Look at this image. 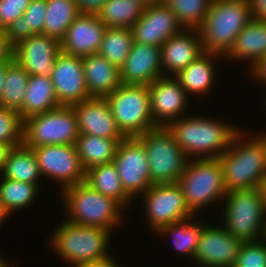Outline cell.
Wrapping results in <instances>:
<instances>
[{
    "label": "cell",
    "instance_id": "6da1fadb",
    "mask_svg": "<svg viewBox=\"0 0 266 267\" xmlns=\"http://www.w3.org/2000/svg\"><path fill=\"white\" fill-rule=\"evenodd\" d=\"M166 127L189 159L219 158L240 131L232 124L201 116H184Z\"/></svg>",
    "mask_w": 266,
    "mask_h": 267
},
{
    "label": "cell",
    "instance_id": "7a4b0ae2",
    "mask_svg": "<svg viewBox=\"0 0 266 267\" xmlns=\"http://www.w3.org/2000/svg\"><path fill=\"white\" fill-rule=\"evenodd\" d=\"M242 131L234 136L228 149L219 157L227 192L261 187L266 178L263 143L258 137L242 140L246 137Z\"/></svg>",
    "mask_w": 266,
    "mask_h": 267
},
{
    "label": "cell",
    "instance_id": "3957f363",
    "mask_svg": "<svg viewBox=\"0 0 266 267\" xmlns=\"http://www.w3.org/2000/svg\"><path fill=\"white\" fill-rule=\"evenodd\" d=\"M251 19L249 0L211 1L202 25L198 28L204 52L225 57Z\"/></svg>",
    "mask_w": 266,
    "mask_h": 267
},
{
    "label": "cell",
    "instance_id": "277c9868",
    "mask_svg": "<svg viewBox=\"0 0 266 267\" xmlns=\"http://www.w3.org/2000/svg\"><path fill=\"white\" fill-rule=\"evenodd\" d=\"M61 193L68 212L67 221L78 225L102 227L109 231L121 224L118 222H121L123 206L111 197L97 192L86 182L67 187Z\"/></svg>",
    "mask_w": 266,
    "mask_h": 267
},
{
    "label": "cell",
    "instance_id": "5b68a950",
    "mask_svg": "<svg viewBox=\"0 0 266 267\" xmlns=\"http://www.w3.org/2000/svg\"><path fill=\"white\" fill-rule=\"evenodd\" d=\"M224 228L241 242L264 238L266 207L261 187L226 192Z\"/></svg>",
    "mask_w": 266,
    "mask_h": 267
},
{
    "label": "cell",
    "instance_id": "8992f818",
    "mask_svg": "<svg viewBox=\"0 0 266 267\" xmlns=\"http://www.w3.org/2000/svg\"><path fill=\"white\" fill-rule=\"evenodd\" d=\"M57 228L50 245L62 260L72 266L111 255L107 248L113 231L74 224L67 219Z\"/></svg>",
    "mask_w": 266,
    "mask_h": 267
},
{
    "label": "cell",
    "instance_id": "52a82bcc",
    "mask_svg": "<svg viewBox=\"0 0 266 267\" xmlns=\"http://www.w3.org/2000/svg\"><path fill=\"white\" fill-rule=\"evenodd\" d=\"M105 99L125 138L138 137L158 127L151 116L148 85L121 84Z\"/></svg>",
    "mask_w": 266,
    "mask_h": 267
},
{
    "label": "cell",
    "instance_id": "ba28073f",
    "mask_svg": "<svg viewBox=\"0 0 266 267\" xmlns=\"http://www.w3.org/2000/svg\"><path fill=\"white\" fill-rule=\"evenodd\" d=\"M136 138L147 152L151 183H177L190 159L168 128L158 126Z\"/></svg>",
    "mask_w": 266,
    "mask_h": 267
},
{
    "label": "cell",
    "instance_id": "9c48e42d",
    "mask_svg": "<svg viewBox=\"0 0 266 267\" xmlns=\"http://www.w3.org/2000/svg\"><path fill=\"white\" fill-rule=\"evenodd\" d=\"M177 183L194 214L212 202L221 201L227 192L219 158L190 159Z\"/></svg>",
    "mask_w": 266,
    "mask_h": 267
},
{
    "label": "cell",
    "instance_id": "30bf717a",
    "mask_svg": "<svg viewBox=\"0 0 266 267\" xmlns=\"http://www.w3.org/2000/svg\"><path fill=\"white\" fill-rule=\"evenodd\" d=\"M78 137L77 117L72 106H59L24 120L23 144L29 148L71 145Z\"/></svg>",
    "mask_w": 266,
    "mask_h": 267
},
{
    "label": "cell",
    "instance_id": "8fae6325",
    "mask_svg": "<svg viewBox=\"0 0 266 267\" xmlns=\"http://www.w3.org/2000/svg\"><path fill=\"white\" fill-rule=\"evenodd\" d=\"M143 196L147 221L155 232L196 215L189 209L178 183L152 184Z\"/></svg>",
    "mask_w": 266,
    "mask_h": 267
},
{
    "label": "cell",
    "instance_id": "7c38bea8",
    "mask_svg": "<svg viewBox=\"0 0 266 267\" xmlns=\"http://www.w3.org/2000/svg\"><path fill=\"white\" fill-rule=\"evenodd\" d=\"M113 163L116 165L124 191L134 199L152 185L147 152L136 138L120 141Z\"/></svg>",
    "mask_w": 266,
    "mask_h": 267
},
{
    "label": "cell",
    "instance_id": "4fadbf2b",
    "mask_svg": "<svg viewBox=\"0 0 266 267\" xmlns=\"http://www.w3.org/2000/svg\"><path fill=\"white\" fill-rule=\"evenodd\" d=\"M42 176H48L58 181L62 187H67L85 181V173L75 144L45 145L33 147Z\"/></svg>",
    "mask_w": 266,
    "mask_h": 267
},
{
    "label": "cell",
    "instance_id": "5bb4252c",
    "mask_svg": "<svg viewBox=\"0 0 266 267\" xmlns=\"http://www.w3.org/2000/svg\"><path fill=\"white\" fill-rule=\"evenodd\" d=\"M130 30L134 42L161 47L184 28L173 11L160 0L145 6L141 18Z\"/></svg>",
    "mask_w": 266,
    "mask_h": 267
},
{
    "label": "cell",
    "instance_id": "9a60e30c",
    "mask_svg": "<svg viewBox=\"0 0 266 267\" xmlns=\"http://www.w3.org/2000/svg\"><path fill=\"white\" fill-rule=\"evenodd\" d=\"M50 78L60 106H73L90 98L82 57L61 51L54 61Z\"/></svg>",
    "mask_w": 266,
    "mask_h": 267
},
{
    "label": "cell",
    "instance_id": "2e32d148",
    "mask_svg": "<svg viewBox=\"0 0 266 267\" xmlns=\"http://www.w3.org/2000/svg\"><path fill=\"white\" fill-rule=\"evenodd\" d=\"M241 243L224 227L206 224L199 236L193 263L201 267H233Z\"/></svg>",
    "mask_w": 266,
    "mask_h": 267
},
{
    "label": "cell",
    "instance_id": "e0dca14e",
    "mask_svg": "<svg viewBox=\"0 0 266 267\" xmlns=\"http://www.w3.org/2000/svg\"><path fill=\"white\" fill-rule=\"evenodd\" d=\"M60 52L58 39L45 34H34L13 46L12 58L29 75L50 76Z\"/></svg>",
    "mask_w": 266,
    "mask_h": 267
},
{
    "label": "cell",
    "instance_id": "ac0fdd59",
    "mask_svg": "<svg viewBox=\"0 0 266 267\" xmlns=\"http://www.w3.org/2000/svg\"><path fill=\"white\" fill-rule=\"evenodd\" d=\"M148 87L151 116L157 126L166 127L181 117L188 104V94L174 76L158 77Z\"/></svg>",
    "mask_w": 266,
    "mask_h": 267
},
{
    "label": "cell",
    "instance_id": "d6986e66",
    "mask_svg": "<svg viewBox=\"0 0 266 267\" xmlns=\"http://www.w3.org/2000/svg\"><path fill=\"white\" fill-rule=\"evenodd\" d=\"M106 29L97 14H80L60 41L61 51L77 57L97 54Z\"/></svg>",
    "mask_w": 266,
    "mask_h": 267
},
{
    "label": "cell",
    "instance_id": "ffe728a7",
    "mask_svg": "<svg viewBox=\"0 0 266 267\" xmlns=\"http://www.w3.org/2000/svg\"><path fill=\"white\" fill-rule=\"evenodd\" d=\"M77 117L79 134L108 139H124L118 130L109 103L105 98H89L72 106Z\"/></svg>",
    "mask_w": 266,
    "mask_h": 267
},
{
    "label": "cell",
    "instance_id": "44dd1931",
    "mask_svg": "<svg viewBox=\"0 0 266 267\" xmlns=\"http://www.w3.org/2000/svg\"><path fill=\"white\" fill-rule=\"evenodd\" d=\"M161 76V48L134 42L124 65L120 68L121 83L149 85Z\"/></svg>",
    "mask_w": 266,
    "mask_h": 267
},
{
    "label": "cell",
    "instance_id": "7402d4cb",
    "mask_svg": "<svg viewBox=\"0 0 266 267\" xmlns=\"http://www.w3.org/2000/svg\"><path fill=\"white\" fill-rule=\"evenodd\" d=\"M183 31L170 37L160 47L163 76H167V72L175 76L204 53L198 29Z\"/></svg>",
    "mask_w": 266,
    "mask_h": 267
},
{
    "label": "cell",
    "instance_id": "603a6c76",
    "mask_svg": "<svg viewBox=\"0 0 266 267\" xmlns=\"http://www.w3.org/2000/svg\"><path fill=\"white\" fill-rule=\"evenodd\" d=\"M82 63L90 98H106L122 84L120 69L98 53L82 57Z\"/></svg>",
    "mask_w": 266,
    "mask_h": 267
},
{
    "label": "cell",
    "instance_id": "cb8c5ba5",
    "mask_svg": "<svg viewBox=\"0 0 266 267\" xmlns=\"http://www.w3.org/2000/svg\"><path fill=\"white\" fill-rule=\"evenodd\" d=\"M266 56V20L251 19L236 37L233 47L224 58L249 61L251 70Z\"/></svg>",
    "mask_w": 266,
    "mask_h": 267
},
{
    "label": "cell",
    "instance_id": "d4e9b609",
    "mask_svg": "<svg viewBox=\"0 0 266 267\" xmlns=\"http://www.w3.org/2000/svg\"><path fill=\"white\" fill-rule=\"evenodd\" d=\"M59 102L50 76L30 75L22 109L23 121L31 116L58 108Z\"/></svg>",
    "mask_w": 266,
    "mask_h": 267
},
{
    "label": "cell",
    "instance_id": "484cf974",
    "mask_svg": "<svg viewBox=\"0 0 266 267\" xmlns=\"http://www.w3.org/2000/svg\"><path fill=\"white\" fill-rule=\"evenodd\" d=\"M216 57L219 59L218 57L221 55L204 52L174 76L187 94H196L200 97L210 90L215 78V67L212 59H216Z\"/></svg>",
    "mask_w": 266,
    "mask_h": 267
},
{
    "label": "cell",
    "instance_id": "4316f807",
    "mask_svg": "<svg viewBox=\"0 0 266 267\" xmlns=\"http://www.w3.org/2000/svg\"><path fill=\"white\" fill-rule=\"evenodd\" d=\"M122 140L79 134L75 146L84 170L113 162L117 147Z\"/></svg>",
    "mask_w": 266,
    "mask_h": 267
},
{
    "label": "cell",
    "instance_id": "83f0119b",
    "mask_svg": "<svg viewBox=\"0 0 266 267\" xmlns=\"http://www.w3.org/2000/svg\"><path fill=\"white\" fill-rule=\"evenodd\" d=\"M42 174L32 148L21 144L13 147L2 170V177L11 180L39 184Z\"/></svg>",
    "mask_w": 266,
    "mask_h": 267
},
{
    "label": "cell",
    "instance_id": "f1b7e54d",
    "mask_svg": "<svg viewBox=\"0 0 266 267\" xmlns=\"http://www.w3.org/2000/svg\"><path fill=\"white\" fill-rule=\"evenodd\" d=\"M84 182L104 196L111 197L123 207L132 199L124 191L117 167L113 162L97 165L87 170Z\"/></svg>",
    "mask_w": 266,
    "mask_h": 267
},
{
    "label": "cell",
    "instance_id": "f546056e",
    "mask_svg": "<svg viewBox=\"0 0 266 267\" xmlns=\"http://www.w3.org/2000/svg\"><path fill=\"white\" fill-rule=\"evenodd\" d=\"M46 0H32L23 16L5 28L9 43L14 46L34 34H44Z\"/></svg>",
    "mask_w": 266,
    "mask_h": 267
},
{
    "label": "cell",
    "instance_id": "4dcf8cb0",
    "mask_svg": "<svg viewBox=\"0 0 266 267\" xmlns=\"http://www.w3.org/2000/svg\"><path fill=\"white\" fill-rule=\"evenodd\" d=\"M80 14L75 0H46L44 34L61 41Z\"/></svg>",
    "mask_w": 266,
    "mask_h": 267
},
{
    "label": "cell",
    "instance_id": "1f68e13d",
    "mask_svg": "<svg viewBox=\"0 0 266 267\" xmlns=\"http://www.w3.org/2000/svg\"><path fill=\"white\" fill-rule=\"evenodd\" d=\"M144 7L136 0H107L97 16L106 27L130 29L141 18Z\"/></svg>",
    "mask_w": 266,
    "mask_h": 267
},
{
    "label": "cell",
    "instance_id": "d6a6232c",
    "mask_svg": "<svg viewBox=\"0 0 266 267\" xmlns=\"http://www.w3.org/2000/svg\"><path fill=\"white\" fill-rule=\"evenodd\" d=\"M200 220L193 221L192 218L166 225L156 231L161 236H167L168 234L172 237L174 248L188 256L193 260L198 247L199 236L203 227L207 224L205 222H199ZM205 223V224H203Z\"/></svg>",
    "mask_w": 266,
    "mask_h": 267
},
{
    "label": "cell",
    "instance_id": "836d02e7",
    "mask_svg": "<svg viewBox=\"0 0 266 267\" xmlns=\"http://www.w3.org/2000/svg\"><path fill=\"white\" fill-rule=\"evenodd\" d=\"M30 75L13 59L7 64L0 107L20 111Z\"/></svg>",
    "mask_w": 266,
    "mask_h": 267
},
{
    "label": "cell",
    "instance_id": "e575fe53",
    "mask_svg": "<svg viewBox=\"0 0 266 267\" xmlns=\"http://www.w3.org/2000/svg\"><path fill=\"white\" fill-rule=\"evenodd\" d=\"M133 43L132 32L129 28L107 27L98 54L120 69Z\"/></svg>",
    "mask_w": 266,
    "mask_h": 267
},
{
    "label": "cell",
    "instance_id": "d590c367",
    "mask_svg": "<svg viewBox=\"0 0 266 267\" xmlns=\"http://www.w3.org/2000/svg\"><path fill=\"white\" fill-rule=\"evenodd\" d=\"M0 201L4 209L10 214L16 210L28 207L39 193V185L22 181L1 178Z\"/></svg>",
    "mask_w": 266,
    "mask_h": 267
},
{
    "label": "cell",
    "instance_id": "8d00e7d4",
    "mask_svg": "<svg viewBox=\"0 0 266 267\" xmlns=\"http://www.w3.org/2000/svg\"><path fill=\"white\" fill-rule=\"evenodd\" d=\"M184 29H198L209 10L211 0H162Z\"/></svg>",
    "mask_w": 266,
    "mask_h": 267
},
{
    "label": "cell",
    "instance_id": "74e56055",
    "mask_svg": "<svg viewBox=\"0 0 266 267\" xmlns=\"http://www.w3.org/2000/svg\"><path fill=\"white\" fill-rule=\"evenodd\" d=\"M23 127L18 111L0 107V143L12 147L23 144Z\"/></svg>",
    "mask_w": 266,
    "mask_h": 267
},
{
    "label": "cell",
    "instance_id": "f35d334b",
    "mask_svg": "<svg viewBox=\"0 0 266 267\" xmlns=\"http://www.w3.org/2000/svg\"><path fill=\"white\" fill-rule=\"evenodd\" d=\"M233 267H266V243L242 242Z\"/></svg>",
    "mask_w": 266,
    "mask_h": 267
},
{
    "label": "cell",
    "instance_id": "ab89813d",
    "mask_svg": "<svg viewBox=\"0 0 266 267\" xmlns=\"http://www.w3.org/2000/svg\"><path fill=\"white\" fill-rule=\"evenodd\" d=\"M32 0H0V23L5 29L23 16Z\"/></svg>",
    "mask_w": 266,
    "mask_h": 267
},
{
    "label": "cell",
    "instance_id": "60d3db41",
    "mask_svg": "<svg viewBox=\"0 0 266 267\" xmlns=\"http://www.w3.org/2000/svg\"><path fill=\"white\" fill-rule=\"evenodd\" d=\"M81 14H97L107 0H75Z\"/></svg>",
    "mask_w": 266,
    "mask_h": 267
},
{
    "label": "cell",
    "instance_id": "b9f144b4",
    "mask_svg": "<svg viewBox=\"0 0 266 267\" xmlns=\"http://www.w3.org/2000/svg\"><path fill=\"white\" fill-rule=\"evenodd\" d=\"M13 46L9 43L5 30L0 31V61H11Z\"/></svg>",
    "mask_w": 266,
    "mask_h": 267
},
{
    "label": "cell",
    "instance_id": "7bdbcfd3",
    "mask_svg": "<svg viewBox=\"0 0 266 267\" xmlns=\"http://www.w3.org/2000/svg\"><path fill=\"white\" fill-rule=\"evenodd\" d=\"M253 19L266 20V0H249Z\"/></svg>",
    "mask_w": 266,
    "mask_h": 267
},
{
    "label": "cell",
    "instance_id": "ee69618b",
    "mask_svg": "<svg viewBox=\"0 0 266 267\" xmlns=\"http://www.w3.org/2000/svg\"><path fill=\"white\" fill-rule=\"evenodd\" d=\"M113 260L112 256H108L99 260L84 262L73 267H121Z\"/></svg>",
    "mask_w": 266,
    "mask_h": 267
},
{
    "label": "cell",
    "instance_id": "f6af8a7d",
    "mask_svg": "<svg viewBox=\"0 0 266 267\" xmlns=\"http://www.w3.org/2000/svg\"><path fill=\"white\" fill-rule=\"evenodd\" d=\"M250 74L259 81L266 83V56L252 67Z\"/></svg>",
    "mask_w": 266,
    "mask_h": 267
},
{
    "label": "cell",
    "instance_id": "bcb514c9",
    "mask_svg": "<svg viewBox=\"0 0 266 267\" xmlns=\"http://www.w3.org/2000/svg\"><path fill=\"white\" fill-rule=\"evenodd\" d=\"M13 147L11 145L0 143V172L2 173L8 154Z\"/></svg>",
    "mask_w": 266,
    "mask_h": 267
},
{
    "label": "cell",
    "instance_id": "7dc6e473",
    "mask_svg": "<svg viewBox=\"0 0 266 267\" xmlns=\"http://www.w3.org/2000/svg\"><path fill=\"white\" fill-rule=\"evenodd\" d=\"M9 62L10 61H0V98L3 92L4 79L6 75L7 64Z\"/></svg>",
    "mask_w": 266,
    "mask_h": 267
},
{
    "label": "cell",
    "instance_id": "c3c4849f",
    "mask_svg": "<svg viewBox=\"0 0 266 267\" xmlns=\"http://www.w3.org/2000/svg\"><path fill=\"white\" fill-rule=\"evenodd\" d=\"M8 215L10 214L4 209V206L2 205L0 201V225L5 221Z\"/></svg>",
    "mask_w": 266,
    "mask_h": 267
},
{
    "label": "cell",
    "instance_id": "681fc988",
    "mask_svg": "<svg viewBox=\"0 0 266 267\" xmlns=\"http://www.w3.org/2000/svg\"><path fill=\"white\" fill-rule=\"evenodd\" d=\"M261 189L264 195V202H265V207H266V178L264 179V182L262 183Z\"/></svg>",
    "mask_w": 266,
    "mask_h": 267
},
{
    "label": "cell",
    "instance_id": "f907efd6",
    "mask_svg": "<svg viewBox=\"0 0 266 267\" xmlns=\"http://www.w3.org/2000/svg\"><path fill=\"white\" fill-rule=\"evenodd\" d=\"M144 4L145 6H148L149 4H152L154 2L160 1V0H136Z\"/></svg>",
    "mask_w": 266,
    "mask_h": 267
},
{
    "label": "cell",
    "instance_id": "816d5d0a",
    "mask_svg": "<svg viewBox=\"0 0 266 267\" xmlns=\"http://www.w3.org/2000/svg\"><path fill=\"white\" fill-rule=\"evenodd\" d=\"M258 138L263 143V145L265 147V153H266V132H265V134L258 136Z\"/></svg>",
    "mask_w": 266,
    "mask_h": 267
},
{
    "label": "cell",
    "instance_id": "f5cc1de1",
    "mask_svg": "<svg viewBox=\"0 0 266 267\" xmlns=\"http://www.w3.org/2000/svg\"><path fill=\"white\" fill-rule=\"evenodd\" d=\"M0 267H10L8 263L0 256Z\"/></svg>",
    "mask_w": 266,
    "mask_h": 267
},
{
    "label": "cell",
    "instance_id": "db71d44e",
    "mask_svg": "<svg viewBox=\"0 0 266 267\" xmlns=\"http://www.w3.org/2000/svg\"><path fill=\"white\" fill-rule=\"evenodd\" d=\"M3 30H5V29L2 27V25L0 23V31H3Z\"/></svg>",
    "mask_w": 266,
    "mask_h": 267
},
{
    "label": "cell",
    "instance_id": "11a10c76",
    "mask_svg": "<svg viewBox=\"0 0 266 267\" xmlns=\"http://www.w3.org/2000/svg\"><path fill=\"white\" fill-rule=\"evenodd\" d=\"M263 239H265L266 240V228H265V234H264V238Z\"/></svg>",
    "mask_w": 266,
    "mask_h": 267
}]
</instances>
